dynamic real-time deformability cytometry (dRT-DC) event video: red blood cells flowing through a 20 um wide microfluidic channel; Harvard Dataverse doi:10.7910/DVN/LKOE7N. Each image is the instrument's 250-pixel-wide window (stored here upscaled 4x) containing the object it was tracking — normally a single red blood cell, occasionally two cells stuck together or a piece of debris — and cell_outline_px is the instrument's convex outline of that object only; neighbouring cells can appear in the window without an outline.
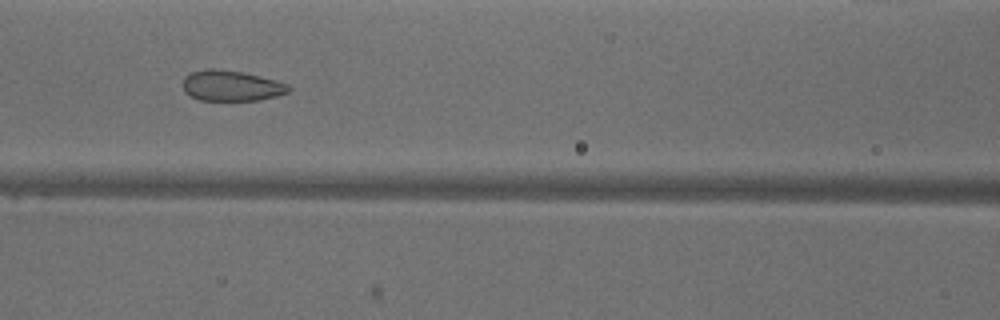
{"species": "common noctule bat (a hibernating species)", "species_latin": "Nyctalus noctula", "temperature_condition": "warm", "stored_images_in_passage": 50, "camera_frame_rate_fps": 3000, "um_per_image_px": 0.085, "animal": {"sex": "male", "body_mass_g": 18.8}, "frame": {"image": 1, "passage_image": 21, "time_ms": 6.667, "image_size_px": [1000, 320], "cell_outline_px": [[292, 88], [288, 92], [276, 96], [260, 100], [200, 100], [184, 92], [184, 76], [192, 72], [208, 68], [212, 68], [240, 72], [260, 76], [276, 80], [288, 84]], "centroid_in_image_um": [19.68, 7.29], "position_along_channel_um": 146.9, "area_um2": 18.73}}
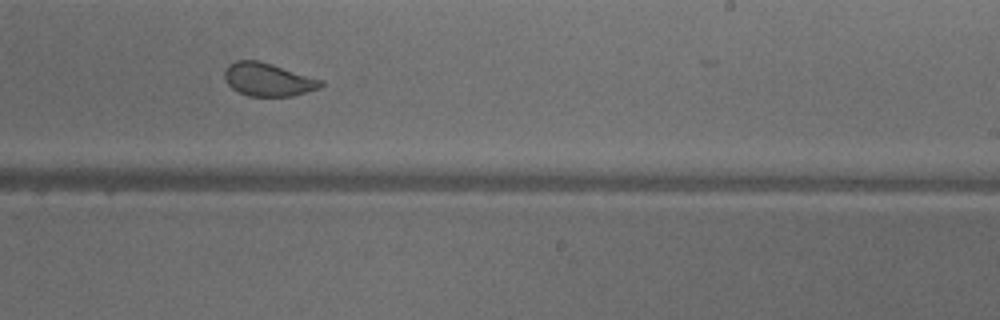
{"frame": {"image": 2, "passage_image": 30, "time_ms": 9.667, "image_size_px": [1000, 320], "cell_outline_px": [[324, 84], [320, 88], [292, 96], [248, 96], [232, 88], [224, 80], [224, 72], [228, 64], [236, 60], [256, 60], [272, 64], [324, 80]], "centroid_in_image_um": [22.79, 6.76], "position_along_channel_um": 266.2, "area_um2": 18.67}}
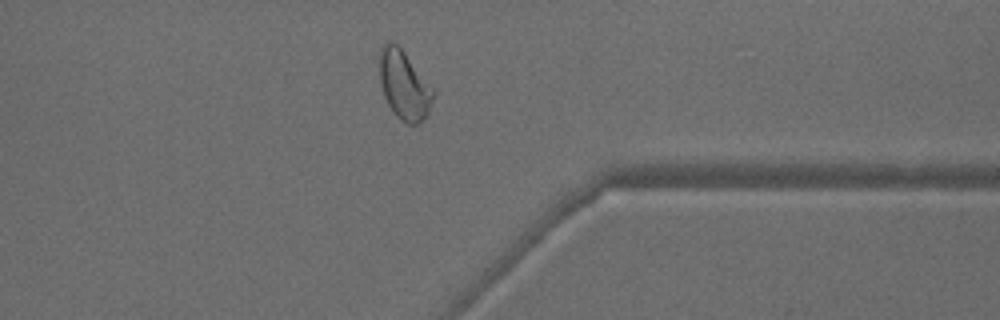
{"frame": {"image": 3, "passage_image": 39, "time_ms": 12.667, "image_size_px": [1000, 320], "cell_outline_px": [[436, 92], [428, 116], [420, 124], [408, 124], [396, 116], [388, 104], [384, 96], [380, 84], [380, 48], [388, 40], [392, 40], [404, 52], [436, 88]], "centroid_in_image_um": [34.41, 7.25], "position_along_channel_um": 377.0, "area_um2": 22.08}, "authors_computed_cell_mechanics": {"area_um2": 22.2241, "velocity_mm_per_s": 3.9857, "shape_relaxation_time_tau1_ms": 4.9194, "shape_relaxation_time_tau2_ms": 0.5959, "deformation_change_tau1": 0.1288, "deformation_change_tau2": 0.0613}}